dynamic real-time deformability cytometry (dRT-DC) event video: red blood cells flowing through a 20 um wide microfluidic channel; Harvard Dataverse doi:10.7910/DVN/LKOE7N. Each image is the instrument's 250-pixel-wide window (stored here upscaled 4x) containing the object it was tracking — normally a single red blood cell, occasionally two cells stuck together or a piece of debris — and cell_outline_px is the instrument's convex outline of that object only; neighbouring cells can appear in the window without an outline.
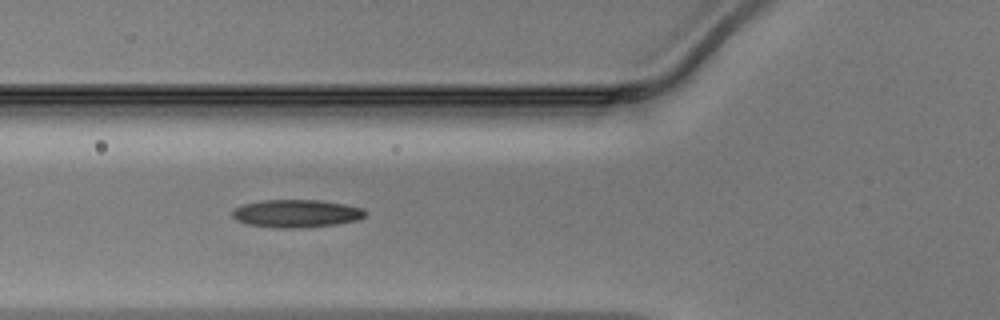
{"species": "Egyptian fruit bat (a non-hibernating species)", "species_latin": "Rousettus aegyptiacus", "temperature_condition": "warm", "stored_images_in_passage": 42, "camera_frame_rate_fps": 3000, "um_per_image_px": 0.085, "animal": {"sex": "male"}, "frame": {"image": 1, "passage_image": 14, "time_ms": 4.333, "image_size_px": [1000, 320], "cell_outline_px": [[368, 212], [364, 216], [356, 220], [332, 224], [288, 228], [276, 228], [248, 224], [236, 220], [232, 216], [232, 208], [240, 204], [260, 200], [316, 200], [344, 204], [360, 208]], "centroid_in_image_um": [25.09, 18.13], "position_along_channel_um": 100.7, "area_um2": 21.33}}
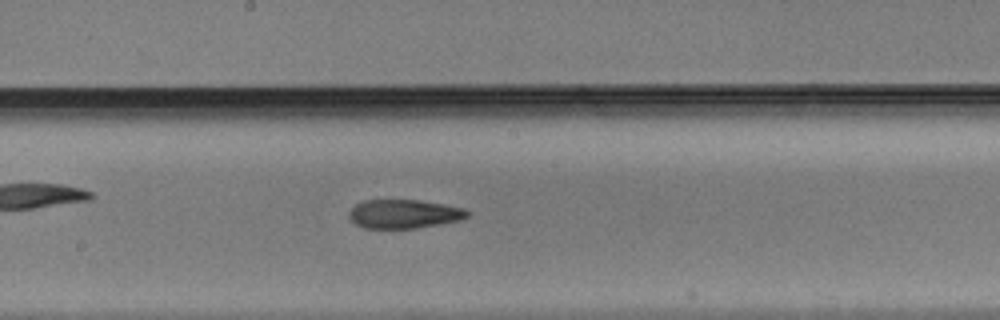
{"frame": {"image": 2, "passage_image": 22, "time_ms": 7.0, "image_size_px": [1000, 320], "cell_outline_px": [[472, 212], [468, 216], [460, 220], [440, 224], [416, 228], [364, 228], [356, 224], [348, 216], [348, 212], [356, 204], [364, 200], [420, 200], [444, 204], [464, 208]], "centroid_in_image_um": [34.36, 18.18], "position_along_channel_um": 213.8, "area_um2": 19.94}}
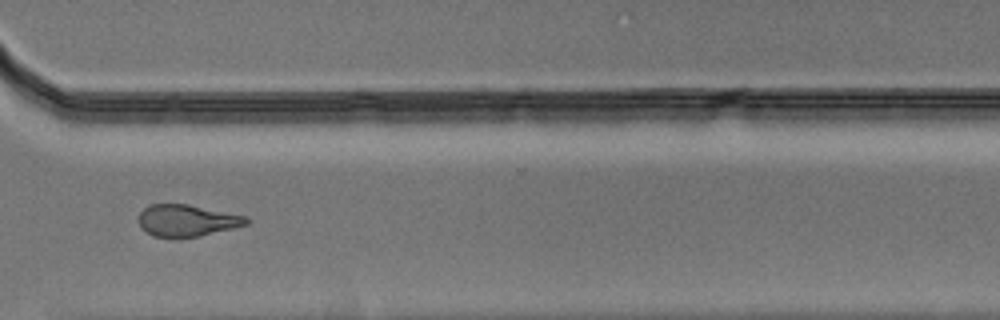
{"frame": {"image": 3, "passage_image": 32, "time_ms": 10.333, "image_size_px": [1000, 320], "cell_outline_px": [[248, 224], [200, 236], [180, 240], [172, 240], [152, 236], [140, 228], [136, 220], [140, 212], [144, 208], [152, 204], [188, 204], [248, 216]], "centroid_in_image_um": [15.82, 18.78], "position_along_channel_um": 354.8, "area_um2": 20.69}}